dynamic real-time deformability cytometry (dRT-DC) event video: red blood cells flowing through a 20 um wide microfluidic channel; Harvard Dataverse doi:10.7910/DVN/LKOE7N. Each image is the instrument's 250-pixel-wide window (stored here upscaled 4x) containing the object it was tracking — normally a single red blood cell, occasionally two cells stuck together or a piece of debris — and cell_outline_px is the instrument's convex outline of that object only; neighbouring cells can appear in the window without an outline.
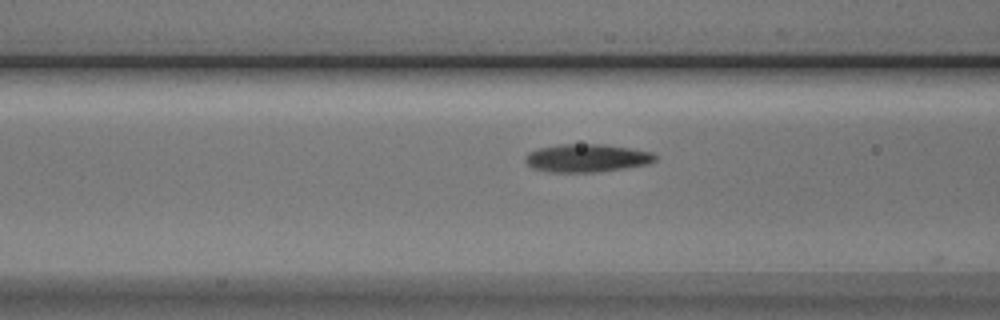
{"species": "Egyptian fruit bat (a non-hibernating species)", "species_latin": "Rousettus aegyptiacus", "temperature_condition": "cold", "stored_images_in_passage": 16, "camera_frame_rate_fps": 3000, "um_per_image_px": 0.085, "animal": {"sex": "male"}, "frame": {"image": 1, "passage_image": 14, "time_ms": 4.333, "image_size_px": [1000, 320], "cell_outline_px": [[660, 156], [656, 160], [648, 164], [624, 168], [592, 172], [548, 172], [532, 168], [524, 160], [524, 156], [528, 152], [540, 148], [556, 144], [604, 144], [652, 152]], "centroid_in_image_um": [49.87, 13.43], "position_along_channel_um": 116.7, "area_um2": 21.33}}